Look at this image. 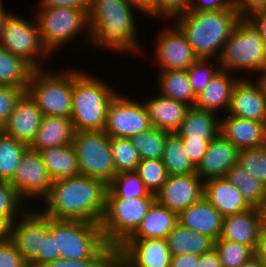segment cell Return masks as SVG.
<instances>
[{
	"mask_svg": "<svg viewBox=\"0 0 266 267\" xmlns=\"http://www.w3.org/2000/svg\"><path fill=\"white\" fill-rule=\"evenodd\" d=\"M107 190L104 182L85 175L54 180L38 209L52 219L100 223Z\"/></svg>",
	"mask_w": 266,
	"mask_h": 267,
	"instance_id": "obj_1",
	"label": "cell"
},
{
	"mask_svg": "<svg viewBox=\"0 0 266 267\" xmlns=\"http://www.w3.org/2000/svg\"><path fill=\"white\" fill-rule=\"evenodd\" d=\"M141 12L129 0H90L88 23L92 46L119 54L145 55L141 50L135 11ZM138 41V42H137ZM132 53V54H131ZM142 53V54H141Z\"/></svg>",
	"mask_w": 266,
	"mask_h": 267,
	"instance_id": "obj_2",
	"label": "cell"
},
{
	"mask_svg": "<svg viewBox=\"0 0 266 267\" xmlns=\"http://www.w3.org/2000/svg\"><path fill=\"white\" fill-rule=\"evenodd\" d=\"M240 18L232 6L216 11L187 10L167 22L175 23L180 28L198 59L211 58L216 61Z\"/></svg>",
	"mask_w": 266,
	"mask_h": 267,
	"instance_id": "obj_3",
	"label": "cell"
},
{
	"mask_svg": "<svg viewBox=\"0 0 266 267\" xmlns=\"http://www.w3.org/2000/svg\"><path fill=\"white\" fill-rule=\"evenodd\" d=\"M112 88V89H111ZM108 83L92 74L73 69L72 116L75 132L101 131L109 103L117 94Z\"/></svg>",
	"mask_w": 266,
	"mask_h": 267,
	"instance_id": "obj_4",
	"label": "cell"
},
{
	"mask_svg": "<svg viewBox=\"0 0 266 267\" xmlns=\"http://www.w3.org/2000/svg\"><path fill=\"white\" fill-rule=\"evenodd\" d=\"M218 62L221 70L231 73L236 70L245 71L249 78L266 69V44L246 17L237 21L223 46Z\"/></svg>",
	"mask_w": 266,
	"mask_h": 267,
	"instance_id": "obj_5",
	"label": "cell"
},
{
	"mask_svg": "<svg viewBox=\"0 0 266 267\" xmlns=\"http://www.w3.org/2000/svg\"><path fill=\"white\" fill-rule=\"evenodd\" d=\"M72 91L73 69L58 72L46 68L33 71L26 90L43 116L69 119L72 116Z\"/></svg>",
	"mask_w": 266,
	"mask_h": 267,
	"instance_id": "obj_6",
	"label": "cell"
},
{
	"mask_svg": "<svg viewBox=\"0 0 266 267\" xmlns=\"http://www.w3.org/2000/svg\"><path fill=\"white\" fill-rule=\"evenodd\" d=\"M48 231L62 259H90L106 244L99 223L48 217Z\"/></svg>",
	"mask_w": 266,
	"mask_h": 267,
	"instance_id": "obj_7",
	"label": "cell"
},
{
	"mask_svg": "<svg viewBox=\"0 0 266 267\" xmlns=\"http://www.w3.org/2000/svg\"><path fill=\"white\" fill-rule=\"evenodd\" d=\"M35 19L41 35L42 42L53 55L62 46H66L80 32L90 40L88 14L84 10L58 7L37 8ZM71 39V40H70ZM61 47V48H60Z\"/></svg>",
	"mask_w": 266,
	"mask_h": 267,
	"instance_id": "obj_8",
	"label": "cell"
},
{
	"mask_svg": "<svg viewBox=\"0 0 266 267\" xmlns=\"http://www.w3.org/2000/svg\"><path fill=\"white\" fill-rule=\"evenodd\" d=\"M156 197L106 198L100 221L106 244L119 247L140 225Z\"/></svg>",
	"mask_w": 266,
	"mask_h": 267,
	"instance_id": "obj_9",
	"label": "cell"
},
{
	"mask_svg": "<svg viewBox=\"0 0 266 267\" xmlns=\"http://www.w3.org/2000/svg\"><path fill=\"white\" fill-rule=\"evenodd\" d=\"M72 145L78 157L80 175L109 185L116 175L110 148V137L103 131L74 133Z\"/></svg>",
	"mask_w": 266,
	"mask_h": 267,
	"instance_id": "obj_10",
	"label": "cell"
},
{
	"mask_svg": "<svg viewBox=\"0 0 266 267\" xmlns=\"http://www.w3.org/2000/svg\"><path fill=\"white\" fill-rule=\"evenodd\" d=\"M0 48L23 58L35 70L44 68L40 58L52 56L42 42L36 19L30 22L13 13L6 18Z\"/></svg>",
	"mask_w": 266,
	"mask_h": 267,
	"instance_id": "obj_11",
	"label": "cell"
},
{
	"mask_svg": "<svg viewBox=\"0 0 266 267\" xmlns=\"http://www.w3.org/2000/svg\"><path fill=\"white\" fill-rule=\"evenodd\" d=\"M117 94L109 103L103 131L110 137L132 138L152 128L144 102ZM128 97V98H127Z\"/></svg>",
	"mask_w": 266,
	"mask_h": 267,
	"instance_id": "obj_12",
	"label": "cell"
},
{
	"mask_svg": "<svg viewBox=\"0 0 266 267\" xmlns=\"http://www.w3.org/2000/svg\"><path fill=\"white\" fill-rule=\"evenodd\" d=\"M9 183L25 201L43 200L50 191L53 180L42 163L38 151L28 147L21 156Z\"/></svg>",
	"mask_w": 266,
	"mask_h": 267,
	"instance_id": "obj_13",
	"label": "cell"
},
{
	"mask_svg": "<svg viewBox=\"0 0 266 267\" xmlns=\"http://www.w3.org/2000/svg\"><path fill=\"white\" fill-rule=\"evenodd\" d=\"M165 28V29H163ZM155 43L158 71L185 70L198 60L186 36L174 23L163 27Z\"/></svg>",
	"mask_w": 266,
	"mask_h": 267,
	"instance_id": "obj_14",
	"label": "cell"
},
{
	"mask_svg": "<svg viewBox=\"0 0 266 267\" xmlns=\"http://www.w3.org/2000/svg\"><path fill=\"white\" fill-rule=\"evenodd\" d=\"M204 181L196 174L169 175L156 200L179 214L203 197Z\"/></svg>",
	"mask_w": 266,
	"mask_h": 267,
	"instance_id": "obj_15",
	"label": "cell"
},
{
	"mask_svg": "<svg viewBox=\"0 0 266 267\" xmlns=\"http://www.w3.org/2000/svg\"><path fill=\"white\" fill-rule=\"evenodd\" d=\"M32 208L30 206V209L11 224L10 233V239L28 262L41 251V236L49 232L48 217L38 208Z\"/></svg>",
	"mask_w": 266,
	"mask_h": 267,
	"instance_id": "obj_16",
	"label": "cell"
},
{
	"mask_svg": "<svg viewBox=\"0 0 266 267\" xmlns=\"http://www.w3.org/2000/svg\"><path fill=\"white\" fill-rule=\"evenodd\" d=\"M227 113L266 123V96L256 78L251 80L247 75L238 78L232 89Z\"/></svg>",
	"mask_w": 266,
	"mask_h": 267,
	"instance_id": "obj_17",
	"label": "cell"
},
{
	"mask_svg": "<svg viewBox=\"0 0 266 267\" xmlns=\"http://www.w3.org/2000/svg\"><path fill=\"white\" fill-rule=\"evenodd\" d=\"M43 115L35 101L25 92L1 130L15 140L31 145L39 129Z\"/></svg>",
	"mask_w": 266,
	"mask_h": 267,
	"instance_id": "obj_18",
	"label": "cell"
},
{
	"mask_svg": "<svg viewBox=\"0 0 266 267\" xmlns=\"http://www.w3.org/2000/svg\"><path fill=\"white\" fill-rule=\"evenodd\" d=\"M239 150L222 134L210 141L207 151L196 167L203 180L224 178L228 169L237 164Z\"/></svg>",
	"mask_w": 266,
	"mask_h": 267,
	"instance_id": "obj_19",
	"label": "cell"
},
{
	"mask_svg": "<svg viewBox=\"0 0 266 267\" xmlns=\"http://www.w3.org/2000/svg\"><path fill=\"white\" fill-rule=\"evenodd\" d=\"M226 116L221 118L220 134L238 150L266 145V123L230 114Z\"/></svg>",
	"mask_w": 266,
	"mask_h": 267,
	"instance_id": "obj_20",
	"label": "cell"
},
{
	"mask_svg": "<svg viewBox=\"0 0 266 267\" xmlns=\"http://www.w3.org/2000/svg\"><path fill=\"white\" fill-rule=\"evenodd\" d=\"M223 221L221 213L204 196L178 214L179 224L214 241L221 236Z\"/></svg>",
	"mask_w": 266,
	"mask_h": 267,
	"instance_id": "obj_21",
	"label": "cell"
},
{
	"mask_svg": "<svg viewBox=\"0 0 266 267\" xmlns=\"http://www.w3.org/2000/svg\"><path fill=\"white\" fill-rule=\"evenodd\" d=\"M119 248L139 267H170L172 255L166 239H126Z\"/></svg>",
	"mask_w": 266,
	"mask_h": 267,
	"instance_id": "obj_22",
	"label": "cell"
},
{
	"mask_svg": "<svg viewBox=\"0 0 266 267\" xmlns=\"http://www.w3.org/2000/svg\"><path fill=\"white\" fill-rule=\"evenodd\" d=\"M203 196L223 217L239 214L251 208L237 187L230 184L225 177L204 181Z\"/></svg>",
	"mask_w": 266,
	"mask_h": 267,
	"instance_id": "obj_23",
	"label": "cell"
},
{
	"mask_svg": "<svg viewBox=\"0 0 266 267\" xmlns=\"http://www.w3.org/2000/svg\"><path fill=\"white\" fill-rule=\"evenodd\" d=\"M260 228L258 209L251 207L245 212L224 217L220 238L250 246L255 250Z\"/></svg>",
	"mask_w": 266,
	"mask_h": 267,
	"instance_id": "obj_24",
	"label": "cell"
},
{
	"mask_svg": "<svg viewBox=\"0 0 266 267\" xmlns=\"http://www.w3.org/2000/svg\"><path fill=\"white\" fill-rule=\"evenodd\" d=\"M156 96L143 101L152 127L169 133L176 132L184 120L190 106L185 103L163 97L160 94Z\"/></svg>",
	"mask_w": 266,
	"mask_h": 267,
	"instance_id": "obj_25",
	"label": "cell"
},
{
	"mask_svg": "<svg viewBox=\"0 0 266 267\" xmlns=\"http://www.w3.org/2000/svg\"><path fill=\"white\" fill-rule=\"evenodd\" d=\"M232 75L231 72L220 69L204 91L196 96L194 107L209 110L217 114L219 109L220 111L226 110L228 112L232 89L239 78L238 75L236 77Z\"/></svg>",
	"mask_w": 266,
	"mask_h": 267,
	"instance_id": "obj_26",
	"label": "cell"
},
{
	"mask_svg": "<svg viewBox=\"0 0 266 267\" xmlns=\"http://www.w3.org/2000/svg\"><path fill=\"white\" fill-rule=\"evenodd\" d=\"M74 127L71 119L57 116H43L39 129L29 148L42 149L72 144Z\"/></svg>",
	"mask_w": 266,
	"mask_h": 267,
	"instance_id": "obj_27",
	"label": "cell"
},
{
	"mask_svg": "<svg viewBox=\"0 0 266 267\" xmlns=\"http://www.w3.org/2000/svg\"><path fill=\"white\" fill-rule=\"evenodd\" d=\"M177 223L178 214L155 200L140 225L127 239H166Z\"/></svg>",
	"mask_w": 266,
	"mask_h": 267,
	"instance_id": "obj_28",
	"label": "cell"
},
{
	"mask_svg": "<svg viewBox=\"0 0 266 267\" xmlns=\"http://www.w3.org/2000/svg\"><path fill=\"white\" fill-rule=\"evenodd\" d=\"M221 118L209 110L190 107L176 133L182 139L213 140L220 134Z\"/></svg>",
	"mask_w": 266,
	"mask_h": 267,
	"instance_id": "obj_29",
	"label": "cell"
},
{
	"mask_svg": "<svg viewBox=\"0 0 266 267\" xmlns=\"http://www.w3.org/2000/svg\"><path fill=\"white\" fill-rule=\"evenodd\" d=\"M38 153L53 181L80 175L78 157L72 144L42 149Z\"/></svg>",
	"mask_w": 266,
	"mask_h": 267,
	"instance_id": "obj_30",
	"label": "cell"
},
{
	"mask_svg": "<svg viewBox=\"0 0 266 267\" xmlns=\"http://www.w3.org/2000/svg\"><path fill=\"white\" fill-rule=\"evenodd\" d=\"M172 256L209 252L214 248V240L207 235L195 232L177 223L166 237Z\"/></svg>",
	"mask_w": 266,
	"mask_h": 267,
	"instance_id": "obj_31",
	"label": "cell"
},
{
	"mask_svg": "<svg viewBox=\"0 0 266 267\" xmlns=\"http://www.w3.org/2000/svg\"><path fill=\"white\" fill-rule=\"evenodd\" d=\"M157 84L161 96L173 99L193 107L196 97L190 85L187 70L159 71Z\"/></svg>",
	"mask_w": 266,
	"mask_h": 267,
	"instance_id": "obj_32",
	"label": "cell"
},
{
	"mask_svg": "<svg viewBox=\"0 0 266 267\" xmlns=\"http://www.w3.org/2000/svg\"><path fill=\"white\" fill-rule=\"evenodd\" d=\"M35 69L23 58L0 48V85L27 90Z\"/></svg>",
	"mask_w": 266,
	"mask_h": 267,
	"instance_id": "obj_33",
	"label": "cell"
},
{
	"mask_svg": "<svg viewBox=\"0 0 266 267\" xmlns=\"http://www.w3.org/2000/svg\"><path fill=\"white\" fill-rule=\"evenodd\" d=\"M162 161L169 175L196 173V166L191 162L183 140L176 132L167 133Z\"/></svg>",
	"mask_w": 266,
	"mask_h": 267,
	"instance_id": "obj_34",
	"label": "cell"
},
{
	"mask_svg": "<svg viewBox=\"0 0 266 267\" xmlns=\"http://www.w3.org/2000/svg\"><path fill=\"white\" fill-rule=\"evenodd\" d=\"M225 178L237 187L250 207L257 208L266 197V186L238 164L228 169Z\"/></svg>",
	"mask_w": 266,
	"mask_h": 267,
	"instance_id": "obj_35",
	"label": "cell"
},
{
	"mask_svg": "<svg viewBox=\"0 0 266 267\" xmlns=\"http://www.w3.org/2000/svg\"><path fill=\"white\" fill-rule=\"evenodd\" d=\"M156 197L135 171L116 173L108 185L106 198Z\"/></svg>",
	"mask_w": 266,
	"mask_h": 267,
	"instance_id": "obj_36",
	"label": "cell"
},
{
	"mask_svg": "<svg viewBox=\"0 0 266 267\" xmlns=\"http://www.w3.org/2000/svg\"><path fill=\"white\" fill-rule=\"evenodd\" d=\"M28 146L0 130V181L9 182Z\"/></svg>",
	"mask_w": 266,
	"mask_h": 267,
	"instance_id": "obj_37",
	"label": "cell"
},
{
	"mask_svg": "<svg viewBox=\"0 0 266 267\" xmlns=\"http://www.w3.org/2000/svg\"><path fill=\"white\" fill-rule=\"evenodd\" d=\"M167 131L150 128L131 138L141 160L162 159Z\"/></svg>",
	"mask_w": 266,
	"mask_h": 267,
	"instance_id": "obj_38",
	"label": "cell"
},
{
	"mask_svg": "<svg viewBox=\"0 0 266 267\" xmlns=\"http://www.w3.org/2000/svg\"><path fill=\"white\" fill-rule=\"evenodd\" d=\"M110 148L116 173L135 171L141 159L130 138L112 137Z\"/></svg>",
	"mask_w": 266,
	"mask_h": 267,
	"instance_id": "obj_39",
	"label": "cell"
},
{
	"mask_svg": "<svg viewBox=\"0 0 266 267\" xmlns=\"http://www.w3.org/2000/svg\"><path fill=\"white\" fill-rule=\"evenodd\" d=\"M214 249L223 267H241L255 255L252 247L221 238L214 241Z\"/></svg>",
	"mask_w": 266,
	"mask_h": 267,
	"instance_id": "obj_40",
	"label": "cell"
},
{
	"mask_svg": "<svg viewBox=\"0 0 266 267\" xmlns=\"http://www.w3.org/2000/svg\"><path fill=\"white\" fill-rule=\"evenodd\" d=\"M151 194L156 195L168 179V171L162 159L141 160L135 169Z\"/></svg>",
	"mask_w": 266,
	"mask_h": 267,
	"instance_id": "obj_41",
	"label": "cell"
},
{
	"mask_svg": "<svg viewBox=\"0 0 266 267\" xmlns=\"http://www.w3.org/2000/svg\"><path fill=\"white\" fill-rule=\"evenodd\" d=\"M24 201V202H23ZM25 200L10 185L9 182L0 181V215L11 224L21 217L29 208Z\"/></svg>",
	"mask_w": 266,
	"mask_h": 267,
	"instance_id": "obj_42",
	"label": "cell"
},
{
	"mask_svg": "<svg viewBox=\"0 0 266 267\" xmlns=\"http://www.w3.org/2000/svg\"><path fill=\"white\" fill-rule=\"evenodd\" d=\"M237 164L266 186V145L240 149Z\"/></svg>",
	"mask_w": 266,
	"mask_h": 267,
	"instance_id": "obj_43",
	"label": "cell"
},
{
	"mask_svg": "<svg viewBox=\"0 0 266 267\" xmlns=\"http://www.w3.org/2000/svg\"><path fill=\"white\" fill-rule=\"evenodd\" d=\"M186 70L191 88L196 97L204 91L211 79L217 74L220 70V65L218 60L216 63L215 61L213 63L212 59H198Z\"/></svg>",
	"mask_w": 266,
	"mask_h": 267,
	"instance_id": "obj_44",
	"label": "cell"
},
{
	"mask_svg": "<svg viewBox=\"0 0 266 267\" xmlns=\"http://www.w3.org/2000/svg\"><path fill=\"white\" fill-rule=\"evenodd\" d=\"M114 246L105 244L92 258L82 260L56 259L42 267H103L109 252Z\"/></svg>",
	"mask_w": 266,
	"mask_h": 267,
	"instance_id": "obj_45",
	"label": "cell"
},
{
	"mask_svg": "<svg viewBox=\"0 0 266 267\" xmlns=\"http://www.w3.org/2000/svg\"><path fill=\"white\" fill-rule=\"evenodd\" d=\"M26 91L13 86L0 85V126L8 120L17 101Z\"/></svg>",
	"mask_w": 266,
	"mask_h": 267,
	"instance_id": "obj_46",
	"label": "cell"
},
{
	"mask_svg": "<svg viewBox=\"0 0 266 267\" xmlns=\"http://www.w3.org/2000/svg\"><path fill=\"white\" fill-rule=\"evenodd\" d=\"M0 267H30L11 239L0 242Z\"/></svg>",
	"mask_w": 266,
	"mask_h": 267,
	"instance_id": "obj_47",
	"label": "cell"
},
{
	"mask_svg": "<svg viewBox=\"0 0 266 267\" xmlns=\"http://www.w3.org/2000/svg\"><path fill=\"white\" fill-rule=\"evenodd\" d=\"M60 258V254H56V237L48 232L45 236H41V251L29 262L30 267H42L47 262Z\"/></svg>",
	"mask_w": 266,
	"mask_h": 267,
	"instance_id": "obj_48",
	"label": "cell"
},
{
	"mask_svg": "<svg viewBox=\"0 0 266 267\" xmlns=\"http://www.w3.org/2000/svg\"><path fill=\"white\" fill-rule=\"evenodd\" d=\"M191 0H158V19L171 20L175 15L188 10Z\"/></svg>",
	"mask_w": 266,
	"mask_h": 267,
	"instance_id": "obj_49",
	"label": "cell"
},
{
	"mask_svg": "<svg viewBox=\"0 0 266 267\" xmlns=\"http://www.w3.org/2000/svg\"><path fill=\"white\" fill-rule=\"evenodd\" d=\"M191 162L197 167L212 140L182 139Z\"/></svg>",
	"mask_w": 266,
	"mask_h": 267,
	"instance_id": "obj_50",
	"label": "cell"
},
{
	"mask_svg": "<svg viewBox=\"0 0 266 267\" xmlns=\"http://www.w3.org/2000/svg\"><path fill=\"white\" fill-rule=\"evenodd\" d=\"M232 7V0H191L188 10L216 11Z\"/></svg>",
	"mask_w": 266,
	"mask_h": 267,
	"instance_id": "obj_51",
	"label": "cell"
},
{
	"mask_svg": "<svg viewBox=\"0 0 266 267\" xmlns=\"http://www.w3.org/2000/svg\"><path fill=\"white\" fill-rule=\"evenodd\" d=\"M90 0H40L38 8H58L67 7L89 12Z\"/></svg>",
	"mask_w": 266,
	"mask_h": 267,
	"instance_id": "obj_52",
	"label": "cell"
},
{
	"mask_svg": "<svg viewBox=\"0 0 266 267\" xmlns=\"http://www.w3.org/2000/svg\"><path fill=\"white\" fill-rule=\"evenodd\" d=\"M103 267H139L119 247H114L108 254Z\"/></svg>",
	"mask_w": 266,
	"mask_h": 267,
	"instance_id": "obj_53",
	"label": "cell"
},
{
	"mask_svg": "<svg viewBox=\"0 0 266 267\" xmlns=\"http://www.w3.org/2000/svg\"><path fill=\"white\" fill-rule=\"evenodd\" d=\"M232 6L241 17H246L251 12L266 7V0H232Z\"/></svg>",
	"mask_w": 266,
	"mask_h": 267,
	"instance_id": "obj_54",
	"label": "cell"
},
{
	"mask_svg": "<svg viewBox=\"0 0 266 267\" xmlns=\"http://www.w3.org/2000/svg\"><path fill=\"white\" fill-rule=\"evenodd\" d=\"M246 18L254 25L266 44V7L251 12Z\"/></svg>",
	"mask_w": 266,
	"mask_h": 267,
	"instance_id": "obj_55",
	"label": "cell"
},
{
	"mask_svg": "<svg viewBox=\"0 0 266 267\" xmlns=\"http://www.w3.org/2000/svg\"><path fill=\"white\" fill-rule=\"evenodd\" d=\"M142 15L155 17L158 19V0H129Z\"/></svg>",
	"mask_w": 266,
	"mask_h": 267,
	"instance_id": "obj_56",
	"label": "cell"
},
{
	"mask_svg": "<svg viewBox=\"0 0 266 267\" xmlns=\"http://www.w3.org/2000/svg\"><path fill=\"white\" fill-rule=\"evenodd\" d=\"M199 257L198 254L172 256L170 267H196Z\"/></svg>",
	"mask_w": 266,
	"mask_h": 267,
	"instance_id": "obj_57",
	"label": "cell"
},
{
	"mask_svg": "<svg viewBox=\"0 0 266 267\" xmlns=\"http://www.w3.org/2000/svg\"><path fill=\"white\" fill-rule=\"evenodd\" d=\"M196 267H223L219 256L215 249L213 248L209 252L200 255Z\"/></svg>",
	"mask_w": 266,
	"mask_h": 267,
	"instance_id": "obj_58",
	"label": "cell"
},
{
	"mask_svg": "<svg viewBox=\"0 0 266 267\" xmlns=\"http://www.w3.org/2000/svg\"><path fill=\"white\" fill-rule=\"evenodd\" d=\"M255 256L266 262V227H261L255 248Z\"/></svg>",
	"mask_w": 266,
	"mask_h": 267,
	"instance_id": "obj_59",
	"label": "cell"
},
{
	"mask_svg": "<svg viewBox=\"0 0 266 267\" xmlns=\"http://www.w3.org/2000/svg\"><path fill=\"white\" fill-rule=\"evenodd\" d=\"M11 233V223L0 215V242L9 240Z\"/></svg>",
	"mask_w": 266,
	"mask_h": 267,
	"instance_id": "obj_60",
	"label": "cell"
},
{
	"mask_svg": "<svg viewBox=\"0 0 266 267\" xmlns=\"http://www.w3.org/2000/svg\"><path fill=\"white\" fill-rule=\"evenodd\" d=\"M241 267H266V262L260 257L254 255L251 259L246 261Z\"/></svg>",
	"mask_w": 266,
	"mask_h": 267,
	"instance_id": "obj_61",
	"label": "cell"
},
{
	"mask_svg": "<svg viewBox=\"0 0 266 267\" xmlns=\"http://www.w3.org/2000/svg\"><path fill=\"white\" fill-rule=\"evenodd\" d=\"M259 215L261 227H266V197L261 202V204L257 207Z\"/></svg>",
	"mask_w": 266,
	"mask_h": 267,
	"instance_id": "obj_62",
	"label": "cell"
},
{
	"mask_svg": "<svg viewBox=\"0 0 266 267\" xmlns=\"http://www.w3.org/2000/svg\"><path fill=\"white\" fill-rule=\"evenodd\" d=\"M4 9V5H3V1L0 0V37L2 34V30L4 28V24L6 21V18L8 17V15L10 14L9 12H7V10Z\"/></svg>",
	"mask_w": 266,
	"mask_h": 267,
	"instance_id": "obj_63",
	"label": "cell"
},
{
	"mask_svg": "<svg viewBox=\"0 0 266 267\" xmlns=\"http://www.w3.org/2000/svg\"><path fill=\"white\" fill-rule=\"evenodd\" d=\"M256 79L258 80V82L260 83V85L262 86V89L265 93V96H266V69L261 72L258 77L255 76Z\"/></svg>",
	"mask_w": 266,
	"mask_h": 267,
	"instance_id": "obj_64",
	"label": "cell"
}]
</instances>
